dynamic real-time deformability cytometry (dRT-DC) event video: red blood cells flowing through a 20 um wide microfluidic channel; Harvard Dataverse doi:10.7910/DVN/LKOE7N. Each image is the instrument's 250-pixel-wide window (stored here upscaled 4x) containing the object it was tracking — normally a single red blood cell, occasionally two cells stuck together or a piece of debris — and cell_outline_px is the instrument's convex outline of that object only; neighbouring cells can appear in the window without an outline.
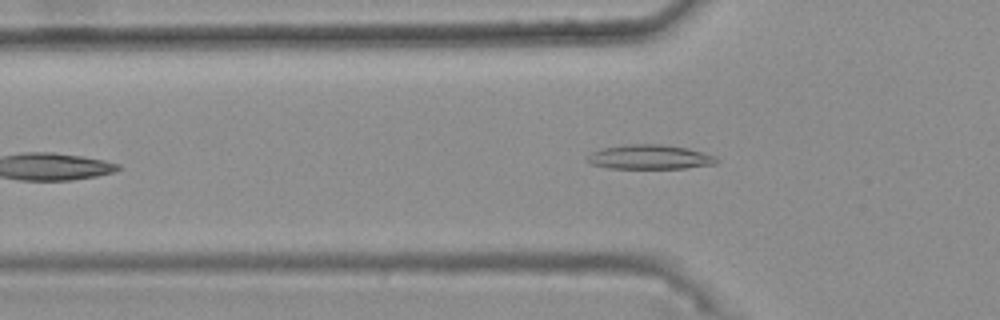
{"species": "common noctule bat (a hibernating species)", "species_latin": "Nyctalus noctula", "temperature_condition": "warm", "stored_images_in_passage": 32, "camera_frame_rate_fps": 3000, "um_per_image_px": 0.085, "animal": {"sex": "female", "body_mass_g": 25.1}, "frame": {"image": 1, "passage_image": 6, "time_ms": 1.667, "image_size_px": [1000, 320], "cell_outline_px": [[720, 160], [716, 164], [684, 168], [608, 168], [592, 164], [584, 160], [592, 152], [604, 148], [624, 144], [660, 144], [688, 148], [716, 156]], "centroid_in_image_um": [55.24, 13.34], "position_along_channel_um": 70.6, "area_um2": 18.44}}
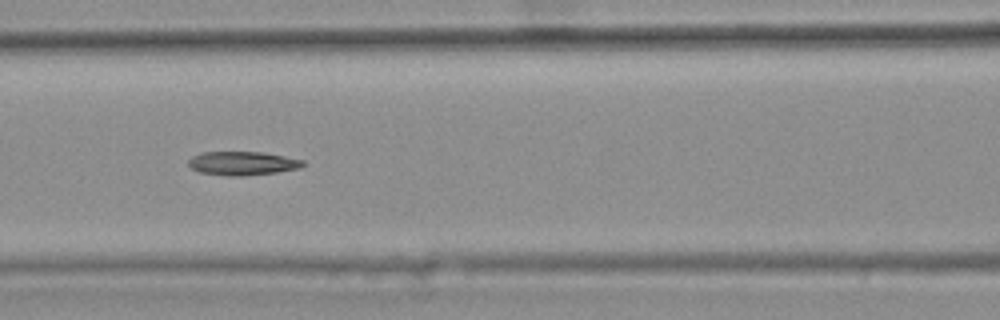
{"frame": {"image": 2, "passage_image": 12, "time_ms": 3.667, "image_size_px": [1000, 320], "cell_outline_px": [[304, 164], [300, 168], [276, 172], [240, 176], [232, 176], [200, 172], [192, 168], [188, 164], [188, 160], [192, 156], [200, 152], [260, 152], [284, 156], [304, 160]], "centroid_in_image_um": [20.6, 13.87], "position_along_channel_um": 146.0, "area_um2": 15.66}}
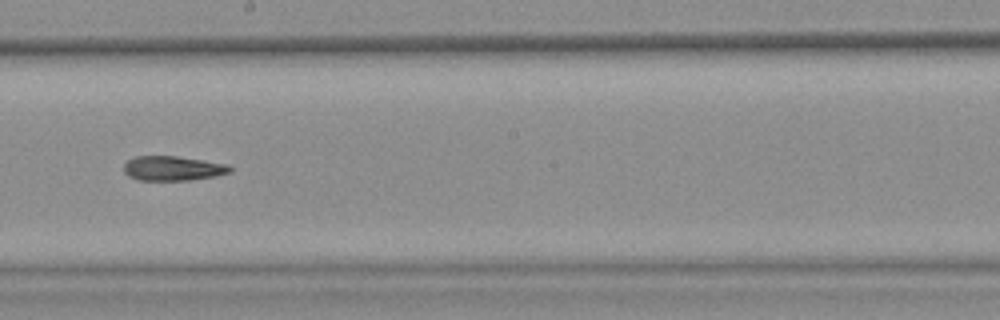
{"frame": {"image": 3, "passage_image": 19, "time_ms": 6.0, "image_size_px": [1000, 320], "cell_outline_px": [[232, 172], [216, 176], [188, 180], [140, 180], [128, 176], [124, 172], [124, 164], [132, 156], [176, 156], [228, 164], [232, 168]], "centroid_in_image_um": [14.69, 14.3], "position_along_channel_um": 233.5, "area_um2": 15.26}, "authors_computed_cell_mechanics": {"area_um2": 15.9528, "velocity_mm_per_s": 3.7648, "shape_relaxation_time_tau1_ms": 11.0854, "shape_relaxation_time_tau2_ms": 7.1543, "deformation_change_tau1": 0.2559, "deformation_change_tau2": 0.1892}}